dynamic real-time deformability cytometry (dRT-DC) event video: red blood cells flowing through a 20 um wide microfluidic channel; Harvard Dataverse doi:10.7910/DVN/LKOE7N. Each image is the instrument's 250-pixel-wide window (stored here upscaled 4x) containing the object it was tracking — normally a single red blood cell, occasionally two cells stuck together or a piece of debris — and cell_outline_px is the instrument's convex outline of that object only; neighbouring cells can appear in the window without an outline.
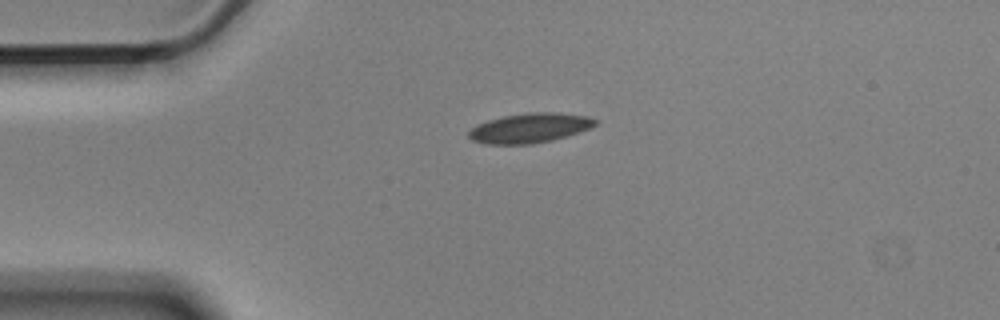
{"species": "Egyptian fruit bat (a non-hibernating species)", "species_latin": "Rousettus aegyptiacus", "temperature_condition": "cold", "stored_images_in_passage": 44, "camera_frame_rate_fps": 3000, "um_per_image_px": 0.085, "animal": {"sex": "male"}, "frame": {"image": 1, "passage_image": 1, "time_ms": 0.0, "image_size_px": [1000, 320], "cell_outline_px": [[596, 124], [580, 132], [552, 140], [532, 144], [484, 144], [472, 140], [468, 136], [468, 132], [476, 124], [488, 120], [504, 116], [528, 112], [560, 112], [584, 116], [596, 120]], "centroid_in_image_um": [44.98, 10.88], "position_along_channel_um": 40.0, "area_um2": 21.79}}
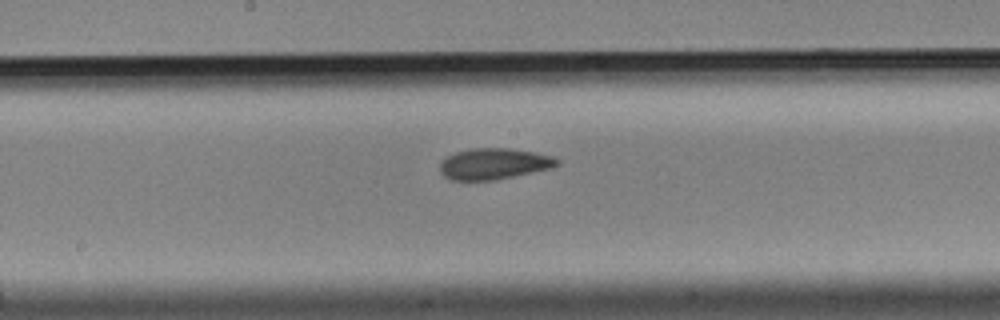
{"frame": {"image": 2, "passage_image": 17, "time_ms": 5.333, "image_size_px": [1000, 320], "cell_outline_px": [[560, 164], [552, 168], [496, 180], [448, 180], [440, 172], [440, 164], [448, 156], [456, 152], [472, 148], [508, 148], [532, 152], [552, 156], [560, 160]], "centroid_in_image_um": [41.99, 13.93], "position_along_channel_um": 206.2, "area_um2": 21.21}}
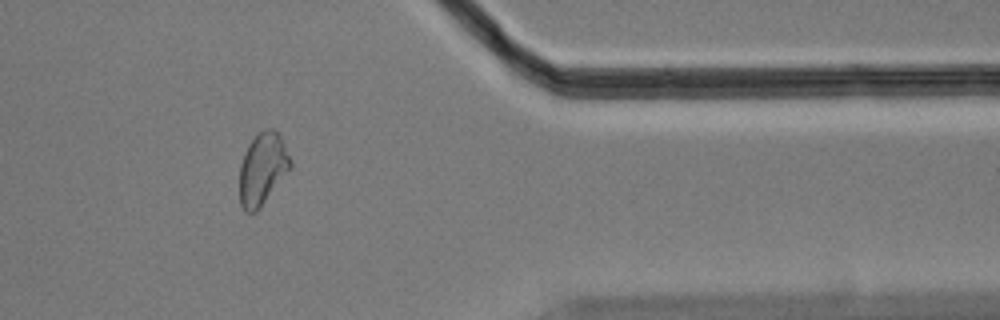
{"frame": {"image": 3, "passage_image": 34, "time_ms": 11.0, "image_size_px": [1000, 320], "cell_outline_px": [[292, 168], [260, 208], [256, 212], [244, 212], [240, 204], [240, 164], [244, 152], [248, 144], [256, 132], [264, 128], [272, 128], [280, 136], [284, 144], [292, 164]], "centroid_in_image_um": [22.31, 14.35], "position_along_channel_um": 389.1, "area_um2": 21.62}, "authors_computed_cell_mechanics": {"area_um2": 21.1837, "velocity_mm_per_s": 3.5805, "shape_relaxation_time_tau1_ms": 7.9275, "shape_relaxation_time_tau2_ms": 3.0978, "deformation_change_tau1": 0.1374, "deformation_change_tau2": 0.0897}}